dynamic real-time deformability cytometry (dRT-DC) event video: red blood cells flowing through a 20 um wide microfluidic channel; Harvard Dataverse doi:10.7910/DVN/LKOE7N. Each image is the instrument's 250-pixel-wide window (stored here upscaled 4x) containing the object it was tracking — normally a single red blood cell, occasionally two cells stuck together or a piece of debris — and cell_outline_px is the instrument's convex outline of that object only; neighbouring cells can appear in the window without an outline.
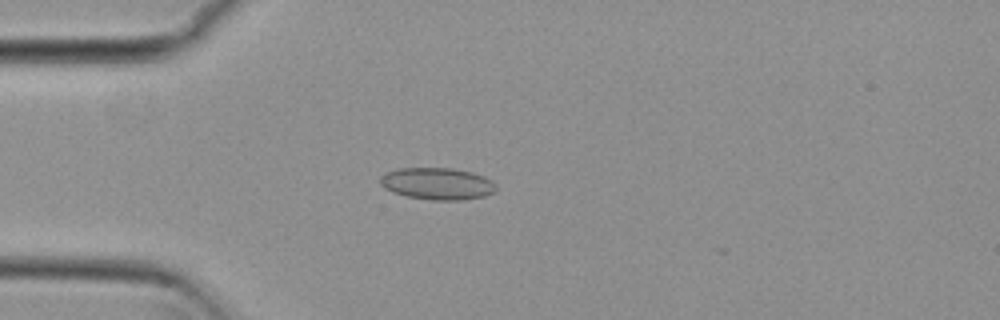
{"species": "common noctule bat (a hibernating species)", "species_latin": "Nyctalus noctula", "temperature_condition": "cold", "stored_images_in_passage": 35, "camera_frame_rate_fps": 3000, "um_per_image_px": 0.085, "animal": {"sex": "female", "body_mass_g": 29.2, "forearm_length_mm": 56.3}, "frame": {"image": 1, "passage_image": 1, "time_ms": 0.0, "image_size_px": [1000, 320], "cell_outline_px": [[496, 188], [492, 192], [484, 196], [464, 200], [432, 200], [408, 196], [392, 192], [384, 188], [380, 184], [380, 176], [384, 172], [400, 168], [452, 168], [472, 172], [484, 176], [492, 180], [496, 184]], "centroid_in_image_um": [37.16, 15.6], "position_along_channel_um": 47.8, "area_um2": 21.68}}
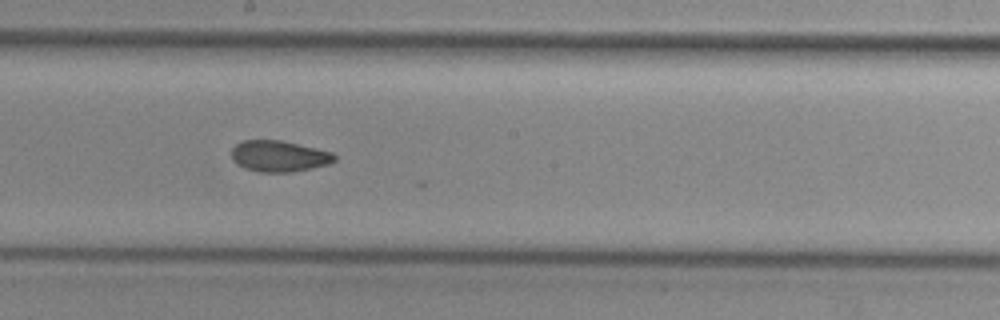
{"frame": {"image": 2, "passage_image": 16, "time_ms": 5.0, "image_size_px": [1000, 320], "cell_outline_px": [[336, 160], [328, 164], [312, 168], [292, 172], [260, 172], [244, 168], [236, 164], [232, 160], [232, 148], [236, 144], [244, 140], [280, 140], [332, 152], [336, 156]], "centroid_in_image_um": [23.7, 13.28], "position_along_channel_um": 224.5, "area_um2": 18.67}}
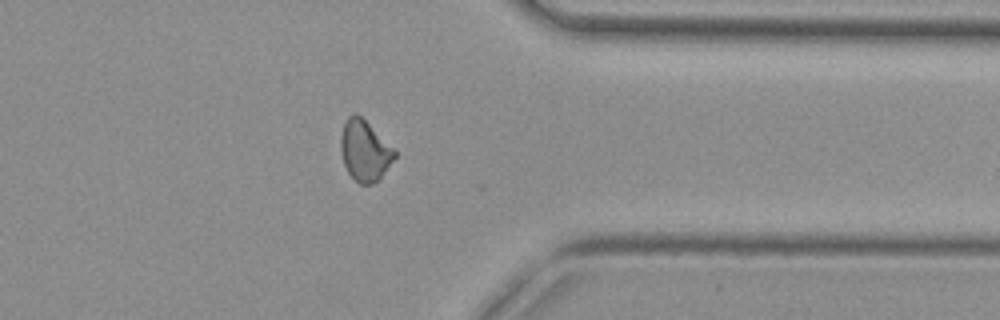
{"frame": {"image": 3, "passage_image": 29, "time_ms": 9.333, "image_size_px": [1000, 320], "cell_outline_px": [[396, 156], [380, 180], [372, 184], [360, 184], [348, 172], [344, 164], [340, 148], [340, 140], [344, 124], [348, 116], [356, 112], [396, 152]], "centroid_in_image_um": [30.99, 12.84], "position_along_channel_um": 380.4, "area_um2": 18.67}, "authors_computed_cell_mechanics": {"area_um2": 18.9584, "velocity_mm_per_s": 3.8089, "shape_relaxation_time_tau1_ms": null, "shape_relaxation_time_tau2_ms": 2.6626, "deformation_change_tau1": null, "deformation_change_tau2": 0.0836}}